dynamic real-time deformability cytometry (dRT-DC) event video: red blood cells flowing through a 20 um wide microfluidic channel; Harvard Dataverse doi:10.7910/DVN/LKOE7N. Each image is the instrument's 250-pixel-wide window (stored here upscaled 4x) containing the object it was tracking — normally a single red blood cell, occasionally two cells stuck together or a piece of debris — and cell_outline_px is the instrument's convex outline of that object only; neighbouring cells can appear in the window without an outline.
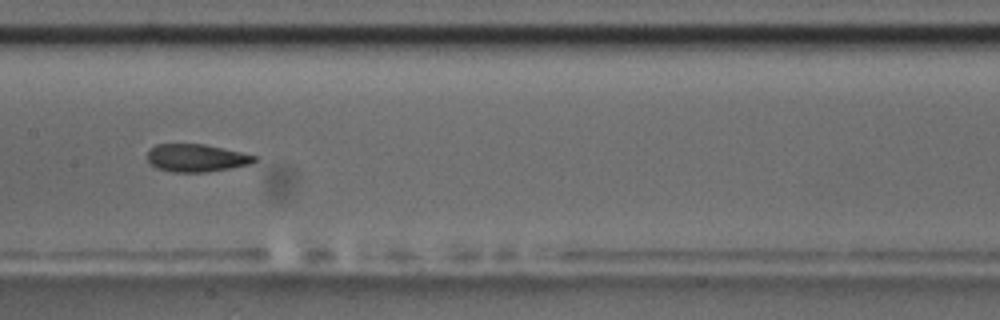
{"species": "common noctule bat (a hibernating species)", "species_latin": "Nyctalus noctula", "temperature_condition": "room temperature", "stored_images_in_passage": 10, "camera_frame_rate_fps": 3000, "um_per_image_px": 0.085, "animal": {"sex": "male", "body_mass_g": 17.5, "forearm_length_mm": 52.3}, "frame": {"image": 1, "passage_image": 9, "time_ms": 9.333, "image_size_px": [1000, 320], "cell_outline_px": [[256, 160], [248, 164], [228, 168], [204, 172], [172, 172], [156, 168], [148, 160], [148, 152], [156, 144], [204, 144], [240, 152], [256, 156]], "centroid_in_image_um": [16.65, 13.42], "position_along_channel_um": 190.8, "area_um2": 16.94}}